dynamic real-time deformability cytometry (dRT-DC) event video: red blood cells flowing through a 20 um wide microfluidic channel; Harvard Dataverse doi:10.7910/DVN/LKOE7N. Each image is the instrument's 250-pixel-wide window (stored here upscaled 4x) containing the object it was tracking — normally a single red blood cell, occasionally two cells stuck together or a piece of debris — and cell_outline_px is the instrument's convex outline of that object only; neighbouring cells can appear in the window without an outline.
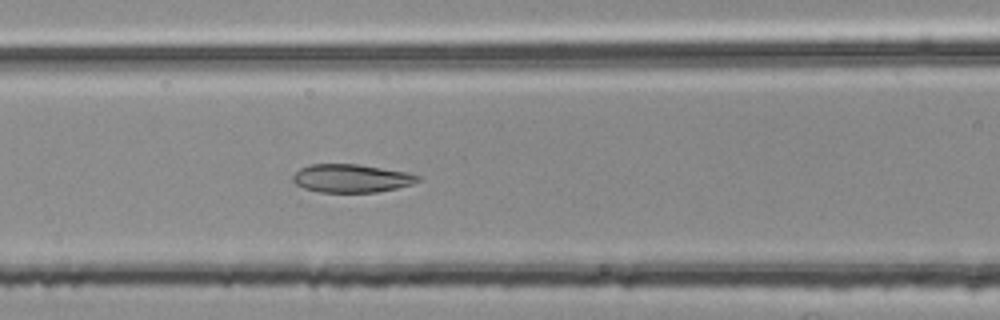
{"species": "common noctule bat (a hibernating species)", "species_latin": "Nyctalus noctula", "temperature_condition": "room temperature", "stored_images_in_passage": 40, "camera_frame_rate_fps": 3000, "um_per_image_px": 0.085, "animal": {"sex": "female", "body_mass_g": 25.1}, "frame": {"image": 1, "passage_image": 10, "time_ms": 3.0, "image_size_px": [1000, 320], "cell_outline_px": [[420, 180], [412, 184], [396, 188], [376, 192], [320, 192], [304, 188], [296, 184], [292, 180], [292, 176], [300, 168], [312, 164], [356, 164], [408, 172], [420, 176]], "centroid_in_image_um": [29.86, 15.15], "position_along_channel_um": 136.7, "area_um2": 20.46}}
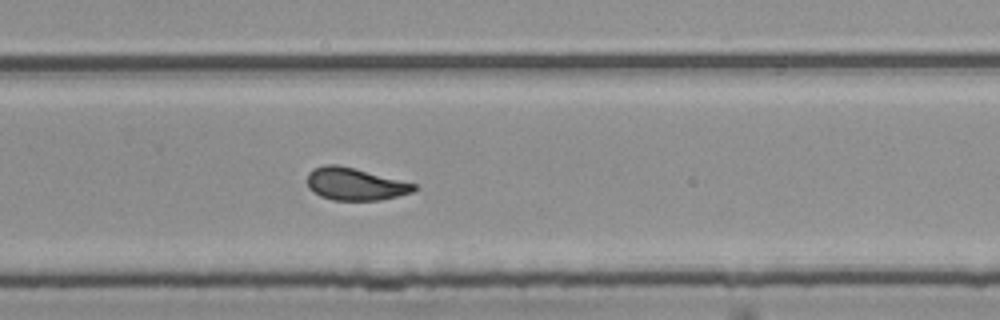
{"frame": {"image": 2, "passage_image": 23, "time_ms": 7.333, "image_size_px": [1000, 320], "cell_outline_px": [[420, 188], [412, 192], [380, 200], [332, 200], [320, 196], [308, 188], [308, 172], [312, 168], [324, 164], [336, 164], [416, 184]], "centroid_in_image_um": [30.15, 15.65], "position_along_channel_um": 299.6, "area_um2": 20.0}}
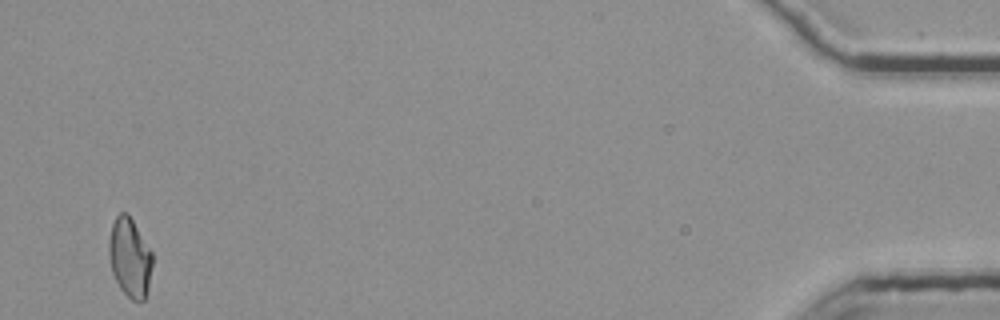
{"frame": {"image": 3, "passage_image": 40, "time_ms": 13.0, "image_size_px": [1000, 320], "cell_outline_px": [[152, 264], [148, 288], [144, 300], [132, 300], [120, 288], [112, 272], [108, 256], [108, 240], [112, 224], [116, 216], [120, 212], [128, 212], [152, 252]], "centroid_in_image_um": [11.01, 21.86], "position_along_channel_um": 424.2, "area_um2": 20.06}, "authors_computed_cell_mechanics": {"area_um2": 20.4612, "velocity_mm_per_s": 3.767, "shape_relaxation_time_tau1_ms": null, "shape_relaxation_time_tau2_ms": 1.6592, "deformation_change_tau1": null, "deformation_change_tau2": 0.087}}